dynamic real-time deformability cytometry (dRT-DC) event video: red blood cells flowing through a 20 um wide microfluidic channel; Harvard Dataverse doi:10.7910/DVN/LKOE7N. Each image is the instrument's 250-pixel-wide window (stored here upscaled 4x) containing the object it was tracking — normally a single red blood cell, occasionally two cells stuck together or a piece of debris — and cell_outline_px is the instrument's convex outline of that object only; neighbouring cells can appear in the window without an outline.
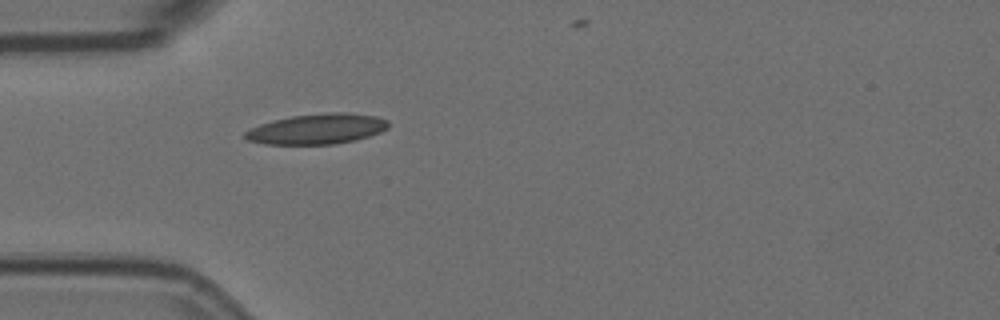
{"species": "Egyptian fruit bat (a non-hibernating species)", "species_latin": "Rousettus aegyptiacus", "temperature_condition": "room temperature", "stored_images_in_passage": 1, "camera_frame_rate_fps": 3000, "um_per_image_px": 0.085, "animal": {"sex": "female"}, "frame": {"image": 1, "passage_image": 1, "time_ms": 0.0, "image_size_px": [1000, 320], "cell_outline_px": [[388, 128], [380, 132], [356, 140], [336, 144], [264, 144], [248, 140], [244, 136], [244, 132], [260, 124], [272, 120], [292, 116], [328, 112], [344, 112], [376, 116], [388, 120]], "centroid_in_image_um": [26.96, 10.96], "position_along_channel_um": 58.0, "area_um2": 25.32}}